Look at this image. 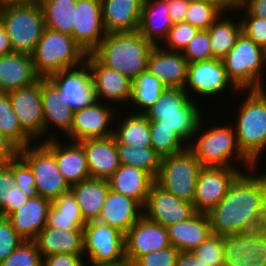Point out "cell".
I'll return each mask as SVG.
<instances>
[{
    "label": "cell",
    "mask_w": 266,
    "mask_h": 266,
    "mask_svg": "<svg viewBox=\"0 0 266 266\" xmlns=\"http://www.w3.org/2000/svg\"><path fill=\"white\" fill-rule=\"evenodd\" d=\"M214 235L255 231L266 227V176L241 172L224 198L207 213Z\"/></svg>",
    "instance_id": "cell-1"
},
{
    "label": "cell",
    "mask_w": 266,
    "mask_h": 266,
    "mask_svg": "<svg viewBox=\"0 0 266 266\" xmlns=\"http://www.w3.org/2000/svg\"><path fill=\"white\" fill-rule=\"evenodd\" d=\"M154 44L137 30L107 33L92 54L106 67L113 69L132 82L147 69L148 57Z\"/></svg>",
    "instance_id": "cell-2"
},
{
    "label": "cell",
    "mask_w": 266,
    "mask_h": 266,
    "mask_svg": "<svg viewBox=\"0 0 266 266\" xmlns=\"http://www.w3.org/2000/svg\"><path fill=\"white\" fill-rule=\"evenodd\" d=\"M197 106L183 88L168 87L143 114L148 120L158 121L160 126L174 129L188 143L202 128L203 117Z\"/></svg>",
    "instance_id": "cell-3"
},
{
    "label": "cell",
    "mask_w": 266,
    "mask_h": 266,
    "mask_svg": "<svg viewBox=\"0 0 266 266\" xmlns=\"http://www.w3.org/2000/svg\"><path fill=\"white\" fill-rule=\"evenodd\" d=\"M85 58V51L71 35L50 28L44 29L32 54L34 70L40 78L79 67Z\"/></svg>",
    "instance_id": "cell-4"
},
{
    "label": "cell",
    "mask_w": 266,
    "mask_h": 266,
    "mask_svg": "<svg viewBox=\"0 0 266 266\" xmlns=\"http://www.w3.org/2000/svg\"><path fill=\"white\" fill-rule=\"evenodd\" d=\"M234 127L242 152L256 165L266 149V90H248Z\"/></svg>",
    "instance_id": "cell-5"
},
{
    "label": "cell",
    "mask_w": 266,
    "mask_h": 266,
    "mask_svg": "<svg viewBox=\"0 0 266 266\" xmlns=\"http://www.w3.org/2000/svg\"><path fill=\"white\" fill-rule=\"evenodd\" d=\"M0 22L7 31L13 52L28 55L34 53L46 28L40 4L1 5Z\"/></svg>",
    "instance_id": "cell-6"
},
{
    "label": "cell",
    "mask_w": 266,
    "mask_h": 266,
    "mask_svg": "<svg viewBox=\"0 0 266 266\" xmlns=\"http://www.w3.org/2000/svg\"><path fill=\"white\" fill-rule=\"evenodd\" d=\"M228 79L239 91L263 89L262 68L266 51L244 33L222 59Z\"/></svg>",
    "instance_id": "cell-7"
},
{
    "label": "cell",
    "mask_w": 266,
    "mask_h": 266,
    "mask_svg": "<svg viewBox=\"0 0 266 266\" xmlns=\"http://www.w3.org/2000/svg\"><path fill=\"white\" fill-rule=\"evenodd\" d=\"M196 143L188 148L200 161L202 167H235L230 161L232 156L237 158L239 163L256 168L255 164L242 152L238 145L234 126H213L204 130ZM236 151V152H235Z\"/></svg>",
    "instance_id": "cell-8"
},
{
    "label": "cell",
    "mask_w": 266,
    "mask_h": 266,
    "mask_svg": "<svg viewBox=\"0 0 266 266\" xmlns=\"http://www.w3.org/2000/svg\"><path fill=\"white\" fill-rule=\"evenodd\" d=\"M201 168L200 161L189 148H186L179 153L161 158L155 183L168 193L193 204Z\"/></svg>",
    "instance_id": "cell-9"
},
{
    "label": "cell",
    "mask_w": 266,
    "mask_h": 266,
    "mask_svg": "<svg viewBox=\"0 0 266 266\" xmlns=\"http://www.w3.org/2000/svg\"><path fill=\"white\" fill-rule=\"evenodd\" d=\"M33 147V148H32ZM18 156L30 167L35 178L38 196L55 200L70 191V186L60 173L54 154L42 143L18 150Z\"/></svg>",
    "instance_id": "cell-10"
},
{
    "label": "cell",
    "mask_w": 266,
    "mask_h": 266,
    "mask_svg": "<svg viewBox=\"0 0 266 266\" xmlns=\"http://www.w3.org/2000/svg\"><path fill=\"white\" fill-rule=\"evenodd\" d=\"M83 248L92 266L117 263L126 258L125 235L98 220L87 222L83 228Z\"/></svg>",
    "instance_id": "cell-11"
},
{
    "label": "cell",
    "mask_w": 266,
    "mask_h": 266,
    "mask_svg": "<svg viewBox=\"0 0 266 266\" xmlns=\"http://www.w3.org/2000/svg\"><path fill=\"white\" fill-rule=\"evenodd\" d=\"M224 266H266V227L223 236Z\"/></svg>",
    "instance_id": "cell-12"
},
{
    "label": "cell",
    "mask_w": 266,
    "mask_h": 266,
    "mask_svg": "<svg viewBox=\"0 0 266 266\" xmlns=\"http://www.w3.org/2000/svg\"><path fill=\"white\" fill-rule=\"evenodd\" d=\"M240 173L235 167H202L193 200L195 212L209 213L224 198Z\"/></svg>",
    "instance_id": "cell-13"
},
{
    "label": "cell",
    "mask_w": 266,
    "mask_h": 266,
    "mask_svg": "<svg viewBox=\"0 0 266 266\" xmlns=\"http://www.w3.org/2000/svg\"><path fill=\"white\" fill-rule=\"evenodd\" d=\"M193 204L179 199L154 183L143 207V216L164 227L183 222L195 214Z\"/></svg>",
    "instance_id": "cell-14"
},
{
    "label": "cell",
    "mask_w": 266,
    "mask_h": 266,
    "mask_svg": "<svg viewBox=\"0 0 266 266\" xmlns=\"http://www.w3.org/2000/svg\"><path fill=\"white\" fill-rule=\"evenodd\" d=\"M8 96L22 129L33 140L43 137L41 78L29 86L8 92Z\"/></svg>",
    "instance_id": "cell-15"
},
{
    "label": "cell",
    "mask_w": 266,
    "mask_h": 266,
    "mask_svg": "<svg viewBox=\"0 0 266 266\" xmlns=\"http://www.w3.org/2000/svg\"><path fill=\"white\" fill-rule=\"evenodd\" d=\"M49 79L60 90L63 103L73 111L96 101L90 71L86 63L76 68L54 73Z\"/></svg>",
    "instance_id": "cell-16"
},
{
    "label": "cell",
    "mask_w": 266,
    "mask_h": 266,
    "mask_svg": "<svg viewBox=\"0 0 266 266\" xmlns=\"http://www.w3.org/2000/svg\"><path fill=\"white\" fill-rule=\"evenodd\" d=\"M106 106L96 100L92 104L74 111L72 126L67 134L69 139H72V142H80L86 139L112 136L114 130L109 128V124L112 123L115 113L113 108Z\"/></svg>",
    "instance_id": "cell-17"
},
{
    "label": "cell",
    "mask_w": 266,
    "mask_h": 266,
    "mask_svg": "<svg viewBox=\"0 0 266 266\" xmlns=\"http://www.w3.org/2000/svg\"><path fill=\"white\" fill-rule=\"evenodd\" d=\"M228 86L241 93L228 79L223 60L212 58L188 64L186 82L183 87L186 92L191 88L196 95L217 96Z\"/></svg>",
    "instance_id": "cell-18"
},
{
    "label": "cell",
    "mask_w": 266,
    "mask_h": 266,
    "mask_svg": "<svg viewBox=\"0 0 266 266\" xmlns=\"http://www.w3.org/2000/svg\"><path fill=\"white\" fill-rule=\"evenodd\" d=\"M101 0H77L73 38L85 51L92 53L105 38Z\"/></svg>",
    "instance_id": "cell-19"
},
{
    "label": "cell",
    "mask_w": 266,
    "mask_h": 266,
    "mask_svg": "<svg viewBox=\"0 0 266 266\" xmlns=\"http://www.w3.org/2000/svg\"><path fill=\"white\" fill-rule=\"evenodd\" d=\"M85 63L90 71L96 100L101 101L103 98L128 103L131 98V80L103 65L92 53L86 54Z\"/></svg>",
    "instance_id": "cell-20"
},
{
    "label": "cell",
    "mask_w": 266,
    "mask_h": 266,
    "mask_svg": "<svg viewBox=\"0 0 266 266\" xmlns=\"http://www.w3.org/2000/svg\"><path fill=\"white\" fill-rule=\"evenodd\" d=\"M171 246L167 229L142 216L125 234V257L133 262L140 256Z\"/></svg>",
    "instance_id": "cell-21"
},
{
    "label": "cell",
    "mask_w": 266,
    "mask_h": 266,
    "mask_svg": "<svg viewBox=\"0 0 266 266\" xmlns=\"http://www.w3.org/2000/svg\"><path fill=\"white\" fill-rule=\"evenodd\" d=\"M42 141L54 154L60 173L70 187L91 178L85 152L78 142H70L64 146L51 136Z\"/></svg>",
    "instance_id": "cell-22"
},
{
    "label": "cell",
    "mask_w": 266,
    "mask_h": 266,
    "mask_svg": "<svg viewBox=\"0 0 266 266\" xmlns=\"http://www.w3.org/2000/svg\"><path fill=\"white\" fill-rule=\"evenodd\" d=\"M154 46L148 57L147 69L167 87L183 88L188 72L187 59L182 52Z\"/></svg>",
    "instance_id": "cell-23"
},
{
    "label": "cell",
    "mask_w": 266,
    "mask_h": 266,
    "mask_svg": "<svg viewBox=\"0 0 266 266\" xmlns=\"http://www.w3.org/2000/svg\"><path fill=\"white\" fill-rule=\"evenodd\" d=\"M78 143L85 152L91 178L108 180L120 167L113 135L107 138L86 139Z\"/></svg>",
    "instance_id": "cell-24"
},
{
    "label": "cell",
    "mask_w": 266,
    "mask_h": 266,
    "mask_svg": "<svg viewBox=\"0 0 266 266\" xmlns=\"http://www.w3.org/2000/svg\"><path fill=\"white\" fill-rule=\"evenodd\" d=\"M51 204V200L41 196L29 198L25 204L9 214L7 218L22 239L34 241L47 224Z\"/></svg>",
    "instance_id": "cell-25"
},
{
    "label": "cell",
    "mask_w": 266,
    "mask_h": 266,
    "mask_svg": "<svg viewBox=\"0 0 266 266\" xmlns=\"http://www.w3.org/2000/svg\"><path fill=\"white\" fill-rule=\"evenodd\" d=\"M143 216V207L134 199L109 189L98 221L124 235Z\"/></svg>",
    "instance_id": "cell-26"
},
{
    "label": "cell",
    "mask_w": 266,
    "mask_h": 266,
    "mask_svg": "<svg viewBox=\"0 0 266 266\" xmlns=\"http://www.w3.org/2000/svg\"><path fill=\"white\" fill-rule=\"evenodd\" d=\"M170 244L180 252H192L213 233L206 213L196 212L189 219L166 226Z\"/></svg>",
    "instance_id": "cell-27"
},
{
    "label": "cell",
    "mask_w": 266,
    "mask_h": 266,
    "mask_svg": "<svg viewBox=\"0 0 266 266\" xmlns=\"http://www.w3.org/2000/svg\"><path fill=\"white\" fill-rule=\"evenodd\" d=\"M145 0H101L102 20L106 33L138 30Z\"/></svg>",
    "instance_id": "cell-28"
},
{
    "label": "cell",
    "mask_w": 266,
    "mask_h": 266,
    "mask_svg": "<svg viewBox=\"0 0 266 266\" xmlns=\"http://www.w3.org/2000/svg\"><path fill=\"white\" fill-rule=\"evenodd\" d=\"M39 78L32 55L12 52L0 57V92L8 93L29 86Z\"/></svg>",
    "instance_id": "cell-29"
},
{
    "label": "cell",
    "mask_w": 266,
    "mask_h": 266,
    "mask_svg": "<svg viewBox=\"0 0 266 266\" xmlns=\"http://www.w3.org/2000/svg\"><path fill=\"white\" fill-rule=\"evenodd\" d=\"M109 189L136 200L144 207L155 179L142 169L121 164L107 180Z\"/></svg>",
    "instance_id": "cell-30"
},
{
    "label": "cell",
    "mask_w": 266,
    "mask_h": 266,
    "mask_svg": "<svg viewBox=\"0 0 266 266\" xmlns=\"http://www.w3.org/2000/svg\"><path fill=\"white\" fill-rule=\"evenodd\" d=\"M173 25L174 22L169 16L167 0H145L137 31L147 41L155 46L159 45V40L161 39L163 42L166 39Z\"/></svg>",
    "instance_id": "cell-31"
},
{
    "label": "cell",
    "mask_w": 266,
    "mask_h": 266,
    "mask_svg": "<svg viewBox=\"0 0 266 266\" xmlns=\"http://www.w3.org/2000/svg\"><path fill=\"white\" fill-rule=\"evenodd\" d=\"M41 97L43 109V137L49 129V124H54L67 135L70 132L74 111L63 103L60 90L49 78H41Z\"/></svg>",
    "instance_id": "cell-32"
},
{
    "label": "cell",
    "mask_w": 266,
    "mask_h": 266,
    "mask_svg": "<svg viewBox=\"0 0 266 266\" xmlns=\"http://www.w3.org/2000/svg\"><path fill=\"white\" fill-rule=\"evenodd\" d=\"M34 242L41 258L59 253L84 254L83 230H61L45 226Z\"/></svg>",
    "instance_id": "cell-33"
},
{
    "label": "cell",
    "mask_w": 266,
    "mask_h": 266,
    "mask_svg": "<svg viewBox=\"0 0 266 266\" xmlns=\"http://www.w3.org/2000/svg\"><path fill=\"white\" fill-rule=\"evenodd\" d=\"M109 190L107 180L88 178L71 186L77 204L86 222L98 220Z\"/></svg>",
    "instance_id": "cell-34"
},
{
    "label": "cell",
    "mask_w": 266,
    "mask_h": 266,
    "mask_svg": "<svg viewBox=\"0 0 266 266\" xmlns=\"http://www.w3.org/2000/svg\"><path fill=\"white\" fill-rule=\"evenodd\" d=\"M86 224L71 191L61 194L52 201L48 212L47 227L61 230H83Z\"/></svg>",
    "instance_id": "cell-35"
},
{
    "label": "cell",
    "mask_w": 266,
    "mask_h": 266,
    "mask_svg": "<svg viewBox=\"0 0 266 266\" xmlns=\"http://www.w3.org/2000/svg\"><path fill=\"white\" fill-rule=\"evenodd\" d=\"M222 14L207 29L210 39L212 58L223 59L242 33L241 22L229 18H221Z\"/></svg>",
    "instance_id": "cell-36"
},
{
    "label": "cell",
    "mask_w": 266,
    "mask_h": 266,
    "mask_svg": "<svg viewBox=\"0 0 266 266\" xmlns=\"http://www.w3.org/2000/svg\"><path fill=\"white\" fill-rule=\"evenodd\" d=\"M77 0H42L45 27L73 37Z\"/></svg>",
    "instance_id": "cell-37"
},
{
    "label": "cell",
    "mask_w": 266,
    "mask_h": 266,
    "mask_svg": "<svg viewBox=\"0 0 266 266\" xmlns=\"http://www.w3.org/2000/svg\"><path fill=\"white\" fill-rule=\"evenodd\" d=\"M118 130L114 129L116 142L132 147H151L149 120L143 113H132L125 116Z\"/></svg>",
    "instance_id": "cell-38"
},
{
    "label": "cell",
    "mask_w": 266,
    "mask_h": 266,
    "mask_svg": "<svg viewBox=\"0 0 266 266\" xmlns=\"http://www.w3.org/2000/svg\"><path fill=\"white\" fill-rule=\"evenodd\" d=\"M168 88L156 76L146 69L133 82L131 89V98L129 102L135 105L141 111L135 113H144L159 98L161 93ZM141 109H144L143 111Z\"/></svg>",
    "instance_id": "cell-39"
},
{
    "label": "cell",
    "mask_w": 266,
    "mask_h": 266,
    "mask_svg": "<svg viewBox=\"0 0 266 266\" xmlns=\"http://www.w3.org/2000/svg\"><path fill=\"white\" fill-rule=\"evenodd\" d=\"M121 164L139 168L156 179L161 165V157L152 147H132L116 142Z\"/></svg>",
    "instance_id": "cell-40"
},
{
    "label": "cell",
    "mask_w": 266,
    "mask_h": 266,
    "mask_svg": "<svg viewBox=\"0 0 266 266\" xmlns=\"http://www.w3.org/2000/svg\"><path fill=\"white\" fill-rule=\"evenodd\" d=\"M0 131L17 150L26 148L33 141L20 126L8 93L5 92H0Z\"/></svg>",
    "instance_id": "cell-41"
},
{
    "label": "cell",
    "mask_w": 266,
    "mask_h": 266,
    "mask_svg": "<svg viewBox=\"0 0 266 266\" xmlns=\"http://www.w3.org/2000/svg\"><path fill=\"white\" fill-rule=\"evenodd\" d=\"M151 147L161 157H167L188 148L185 141L174 129L160 126L155 120H149Z\"/></svg>",
    "instance_id": "cell-42"
},
{
    "label": "cell",
    "mask_w": 266,
    "mask_h": 266,
    "mask_svg": "<svg viewBox=\"0 0 266 266\" xmlns=\"http://www.w3.org/2000/svg\"><path fill=\"white\" fill-rule=\"evenodd\" d=\"M224 13L215 5L200 1L189 0L185 21L199 30H207L214 21Z\"/></svg>",
    "instance_id": "cell-43"
},
{
    "label": "cell",
    "mask_w": 266,
    "mask_h": 266,
    "mask_svg": "<svg viewBox=\"0 0 266 266\" xmlns=\"http://www.w3.org/2000/svg\"><path fill=\"white\" fill-rule=\"evenodd\" d=\"M15 177V185L30 198L38 196L35 178L30 167L17 155L4 163Z\"/></svg>",
    "instance_id": "cell-44"
},
{
    "label": "cell",
    "mask_w": 266,
    "mask_h": 266,
    "mask_svg": "<svg viewBox=\"0 0 266 266\" xmlns=\"http://www.w3.org/2000/svg\"><path fill=\"white\" fill-rule=\"evenodd\" d=\"M192 252L207 266H224L223 236L212 234Z\"/></svg>",
    "instance_id": "cell-45"
},
{
    "label": "cell",
    "mask_w": 266,
    "mask_h": 266,
    "mask_svg": "<svg viewBox=\"0 0 266 266\" xmlns=\"http://www.w3.org/2000/svg\"><path fill=\"white\" fill-rule=\"evenodd\" d=\"M42 258L34 241H24L0 266H42Z\"/></svg>",
    "instance_id": "cell-46"
},
{
    "label": "cell",
    "mask_w": 266,
    "mask_h": 266,
    "mask_svg": "<svg viewBox=\"0 0 266 266\" xmlns=\"http://www.w3.org/2000/svg\"><path fill=\"white\" fill-rule=\"evenodd\" d=\"M199 31L198 28L186 21L174 23L169 30L168 36L163 41L166 44L164 48L182 52Z\"/></svg>",
    "instance_id": "cell-47"
},
{
    "label": "cell",
    "mask_w": 266,
    "mask_h": 266,
    "mask_svg": "<svg viewBox=\"0 0 266 266\" xmlns=\"http://www.w3.org/2000/svg\"><path fill=\"white\" fill-rule=\"evenodd\" d=\"M189 63L212 59L209 33L200 30L182 52Z\"/></svg>",
    "instance_id": "cell-48"
},
{
    "label": "cell",
    "mask_w": 266,
    "mask_h": 266,
    "mask_svg": "<svg viewBox=\"0 0 266 266\" xmlns=\"http://www.w3.org/2000/svg\"><path fill=\"white\" fill-rule=\"evenodd\" d=\"M24 241L13 229L9 219L0 216V263Z\"/></svg>",
    "instance_id": "cell-49"
},
{
    "label": "cell",
    "mask_w": 266,
    "mask_h": 266,
    "mask_svg": "<svg viewBox=\"0 0 266 266\" xmlns=\"http://www.w3.org/2000/svg\"><path fill=\"white\" fill-rule=\"evenodd\" d=\"M180 251L172 245L161 250L153 251L138 257L136 266H175Z\"/></svg>",
    "instance_id": "cell-50"
},
{
    "label": "cell",
    "mask_w": 266,
    "mask_h": 266,
    "mask_svg": "<svg viewBox=\"0 0 266 266\" xmlns=\"http://www.w3.org/2000/svg\"><path fill=\"white\" fill-rule=\"evenodd\" d=\"M242 33L266 51V19L245 16L241 20Z\"/></svg>",
    "instance_id": "cell-51"
},
{
    "label": "cell",
    "mask_w": 266,
    "mask_h": 266,
    "mask_svg": "<svg viewBox=\"0 0 266 266\" xmlns=\"http://www.w3.org/2000/svg\"><path fill=\"white\" fill-rule=\"evenodd\" d=\"M29 198L30 197L26 196L16 185L7 189L6 202L0 208V216L7 217L9 214L25 204Z\"/></svg>",
    "instance_id": "cell-52"
},
{
    "label": "cell",
    "mask_w": 266,
    "mask_h": 266,
    "mask_svg": "<svg viewBox=\"0 0 266 266\" xmlns=\"http://www.w3.org/2000/svg\"><path fill=\"white\" fill-rule=\"evenodd\" d=\"M84 254L59 253L42 258V266H85Z\"/></svg>",
    "instance_id": "cell-53"
},
{
    "label": "cell",
    "mask_w": 266,
    "mask_h": 266,
    "mask_svg": "<svg viewBox=\"0 0 266 266\" xmlns=\"http://www.w3.org/2000/svg\"><path fill=\"white\" fill-rule=\"evenodd\" d=\"M239 8V9H238ZM246 10V16H256L266 19V0H244L236 5L234 10Z\"/></svg>",
    "instance_id": "cell-54"
},
{
    "label": "cell",
    "mask_w": 266,
    "mask_h": 266,
    "mask_svg": "<svg viewBox=\"0 0 266 266\" xmlns=\"http://www.w3.org/2000/svg\"><path fill=\"white\" fill-rule=\"evenodd\" d=\"M14 185L15 177L12 171L4 163H0V208L6 202L7 189Z\"/></svg>",
    "instance_id": "cell-55"
},
{
    "label": "cell",
    "mask_w": 266,
    "mask_h": 266,
    "mask_svg": "<svg viewBox=\"0 0 266 266\" xmlns=\"http://www.w3.org/2000/svg\"><path fill=\"white\" fill-rule=\"evenodd\" d=\"M169 16L174 23L185 21L189 0H167Z\"/></svg>",
    "instance_id": "cell-56"
},
{
    "label": "cell",
    "mask_w": 266,
    "mask_h": 266,
    "mask_svg": "<svg viewBox=\"0 0 266 266\" xmlns=\"http://www.w3.org/2000/svg\"><path fill=\"white\" fill-rule=\"evenodd\" d=\"M18 155V150L9 142V140L0 131V163H5Z\"/></svg>",
    "instance_id": "cell-57"
},
{
    "label": "cell",
    "mask_w": 266,
    "mask_h": 266,
    "mask_svg": "<svg viewBox=\"0 0 266 266\" xmlns=\"http://www.w3.org/2000/svg\"><path fill=\"white\" fill-rule=\"evenodd\" d=\"M175 266H207L193 252H180Z\"/></svg>",
    "instance_id": "cell-58"
},
{
    "label": "cell",
    "mask_w": 266,
    "mask_h": 266,
    "mask_svg": "<svg viewBox=\"0 0 266 266\" xmlns=\"http://www.w3.org/2000/svg\"><path fill=\"white\" fill-rule=\"evenodd\" d=\"M12 47L10 44L9 36L5 27L0 22V57L12 53Z\"/></svg>",
    "instance_id": "cell-59"
},
{
    "label": "cell",
    "mask_w": 266,
    "mask_h": 266,
    "mask_svg": "<svg viewBox=\"0 0 266 266\" xmlns=\"http://www.w3.org/2000/svg\"><path fill=\"white\" fill-rule=\"evenodd\" d=\"M204 2L211 3L217 6L223 13L234 10L236 5L234 4L233 0H200Z\"/></svg>",
    "instance_id": "cell-60"
},
{
    "label": "cell",
    "mask_w": 266,
    "mask_h": 266,
    "mask_svg": "<svg viewBox=\"0 0 266 266\" xmlns=\"http://www.w3.org/2000/svg\"><path fill=\"white\" fill-rule=\"evenodd\" d=\"M42 0H0L1 5L41 4Z\"/></svg>",
    "instance_id": "cell-61"
},
{
    "label": "cell",
    "mask_w": 266,
    "mask_h": 266,
    "mask_svg": "<svg viewBox=\"0 0 266 266\" xmlns=\"http://www.w3.org/2000/svg\"><path fill=\"white\" fill-rule=\"evenodd\" d=\"M95 266H136V265L132 260L125 258L122 261H119L117 263H104V264H98Z\"/></svg>",
    "instance_id": "cell-62"
},
{
    "label": "cell",
    "mask_w": 266,
    "mask_h": 266,
    "mask_svg": "<svg viewBox=\"0 0 266 266\" xmlns=\"http://www.w3.org/2000/svg\"><path fill=\"white\" fill-rule=\"evenodd\" d=\"M242 1H244V0H233V2H234L235 5L240 4Z\"/></svg>",
    "instance_id": "cell-63"
}]
</instances>
